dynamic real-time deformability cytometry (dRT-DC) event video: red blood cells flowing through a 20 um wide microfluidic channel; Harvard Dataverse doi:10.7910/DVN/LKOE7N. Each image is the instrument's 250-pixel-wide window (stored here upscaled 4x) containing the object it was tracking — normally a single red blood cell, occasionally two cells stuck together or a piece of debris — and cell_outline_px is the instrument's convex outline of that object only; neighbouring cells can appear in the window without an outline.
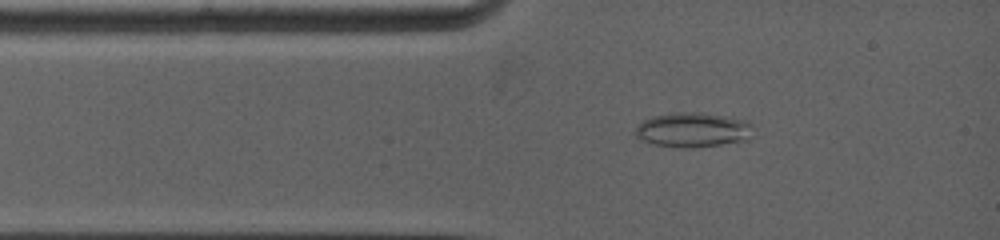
{"species": "common noctule bat (a hibernating species)", "species_latin": "Nyctalus noctula", "temperature_condition": "warm", "stored_images_in_passage": 37, "camera_frame_rate_fps": 5000, "um_per_image_px": 0.085, "animal": {"sex": "female", "body_mass_g": 19.0, "forearm_length_mm": 53.3}, "frame": {"image": 1, "passage_image": 1, "time_ms": 0.0, "image_size_px": [1000, 240], "cell_outline_px": [[752, 124], [748, 140], [692, 148], [680, 148], [652, 144], [636, 136], [636, 128], [644, 120], [652, 116], [672, 112], [700, 112], [724, 116], [744, 120]], "centroid_in_image_um": [58.87, 11.03], "position_along_channel_um": 26.1, "area_um2": 23.64}}
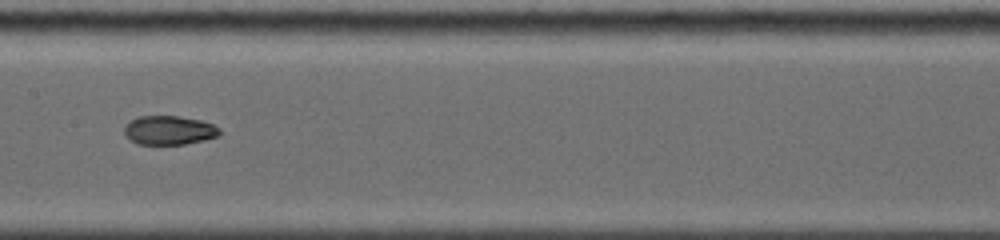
{"frame": {"image": 2, "passage_image": 14, "time_ms": 4.4, "image_size_px": [1000, 240], "cell_outline_px": [[220, 136], [204, 140], [184, 144], [136, 144], [124, 132], [124, 128], [132, 120], [140, 116], [180, 116], [200, 120], [212, 124], [220, 128]], "centroid_in_image_um": [14.42, 11.07], "position_along_channel_um": 193.0, "area_um2": 15.95}}
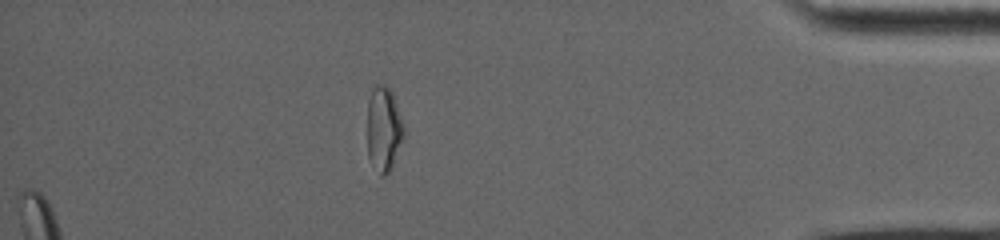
{"frame": {"image": 3, "passage_image": 28, "time_ms": 10.8, "image_size_px": [1000, 240], "cell_outline_px": [[404, 136], [392, 168], [384, 176], [380, 176], [368, 160], [368, 100], [372, 88], [376, 84], [380, 84], [388, 88], [392, 92], [404, 124]], "centroid_in_image_um": [32.62, 11.0], "position_along_channel_um": 402.6, "area_um2": 18.21}, "authors_computed_cell_mechanics": {"area_um2": 17.34, "velocity_mm_per_s": 3.9975, "shape_relaxation_time_tau1_ms": null, "shape_relaxation_time_tau2_ms": 1.2977, "deformation_change_tau1": null, "deformation_change_tau2": 0.0446}}